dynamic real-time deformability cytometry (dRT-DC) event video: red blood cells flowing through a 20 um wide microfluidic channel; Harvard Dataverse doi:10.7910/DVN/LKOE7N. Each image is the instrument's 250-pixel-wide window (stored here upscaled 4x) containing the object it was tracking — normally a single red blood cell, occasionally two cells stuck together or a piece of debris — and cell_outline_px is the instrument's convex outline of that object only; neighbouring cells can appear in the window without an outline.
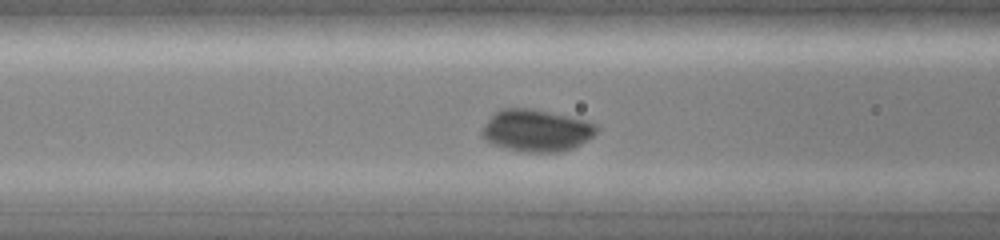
{"species": "common noctule bat (a hibernating species)", "species_latin": "Nyctalus noctula", "temperature_condition": "cold", "stored_images_in_passage": 36, "camera_frame_rate_fps": 3000, "um_per_image_px": 0.085, "animal": {"sex": "female", "body_mass_g": 19.0, "forearm_length_mm": 51.5}, "frame": {"image": 1, "passage_image": 14, "time_ms": 4.333, "image_size_px": [1000, 240], "cell_outline_px": [[600, 128], [592, 136], [580, 144], [572, 148], [556, 152], [532, 152], [508, 148], [496, 144], [480, 136], [480, 128], [492, 112], [500, 108], [532, 108], [588, 120], [596, 124]], "centroid_in_image_um": [45.56, 11.05], "position_along_channel_um": 121.0, "area_um2": 28.21}}
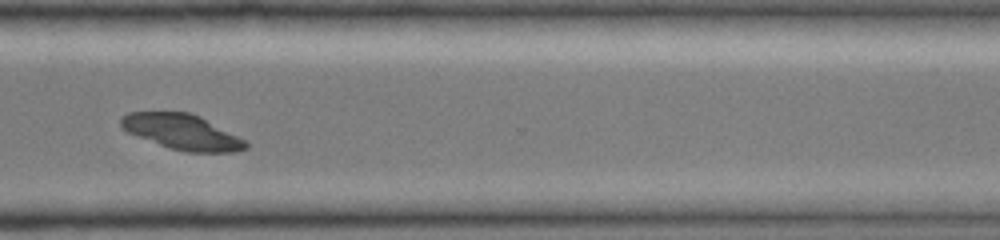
{"frame": {"image": 2, "passage_image": 30, "time_ms": 9.667, "image_size_px": [1000, 240], "cell_outline_px": [[248, 148], [232, 152], [188, 152], [172, 148], [160, 144], [128, 132], [120, 128], [120, 116], [128, 112], [188, 112], [200, 116], [244, 140], [248, 144]], "centroid_in_image_um": [15.44, 11.2], "position_along_channel_um": 355.2, "area_um2": 25.26}}
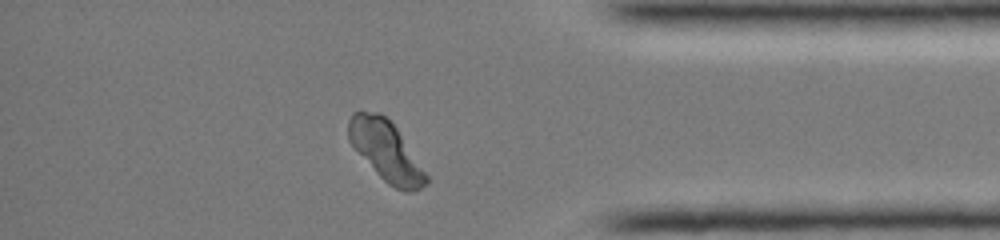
{"frame": {"image": 3, "passage_image": 34, "time_ms": 11.0, "image_size_px": [1000, 240], "cell_outline_px": [[428, 184], [416, 192], [404, 192], [388, 184], [376, 172], [348, 140], [348, 120], [352, 112], [380, 112], [396, 128], [428, 176]], "centroid_in_image_um": [32.82, 12.85], "position_along_channel_um": 402.4, "area_um2": 26.65}}